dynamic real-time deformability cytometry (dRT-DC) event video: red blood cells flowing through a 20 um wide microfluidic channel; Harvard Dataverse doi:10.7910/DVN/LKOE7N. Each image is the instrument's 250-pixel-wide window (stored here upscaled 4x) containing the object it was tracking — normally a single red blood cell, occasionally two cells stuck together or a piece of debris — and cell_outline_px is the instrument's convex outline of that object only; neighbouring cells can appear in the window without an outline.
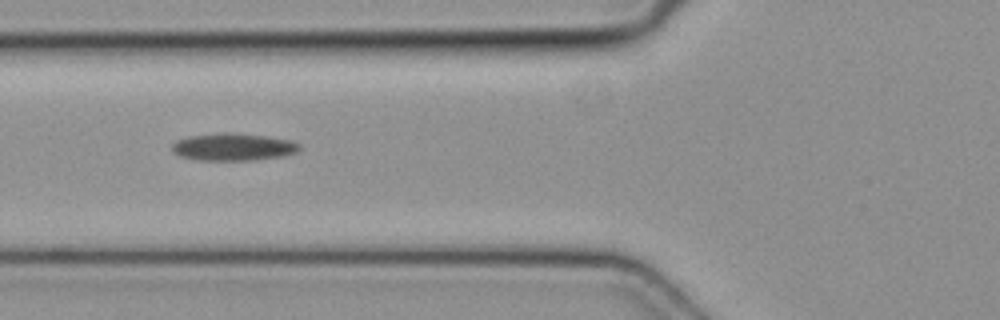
{"species": "common noctule bat (a hibernating species)", "species_latin": "Nyctalus noctula", "temperature_condition": "cold", "stored_images_in_passage": 2, "camera_frame_rate_fps": 3000, "um_per_image_px": 0.085, "animal": {"sex": "female", "body_mass_g": 19.3, "forearm_length_mm": 54.1}, "frame": {"image": 1, "passage_image": 2, "time_ms": 0.333, "image_size_px": [1000, 320], "cell_outline_px": [[300, 148], [296, 152], [284, 156], [252, 160], [196, 160], [180, 156], [172, 152], [172, 144], [176, 140], [188, 136], [224, 132], [228, 132], [264, 136], [288, 140], [300, 144]], "centroid_in_image_um": [19.78, 12.49], "position_along_channel_um": 106.0, "area_um2": 20.29}}